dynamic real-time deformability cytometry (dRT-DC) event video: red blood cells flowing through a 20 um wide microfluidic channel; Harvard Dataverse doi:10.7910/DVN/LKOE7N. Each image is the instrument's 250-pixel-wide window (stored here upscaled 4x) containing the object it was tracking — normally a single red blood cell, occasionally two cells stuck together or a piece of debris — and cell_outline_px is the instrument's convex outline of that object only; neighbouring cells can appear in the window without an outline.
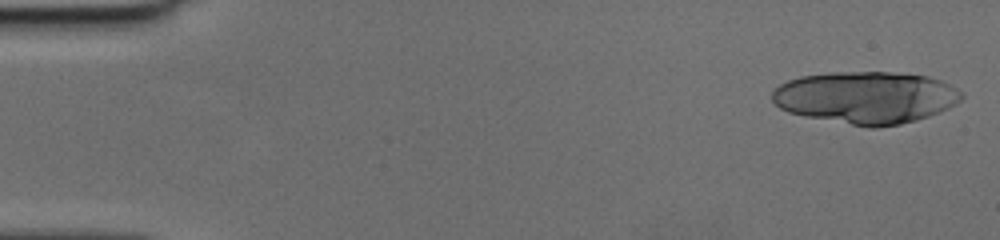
{"species": "human", "species_latin": "Homo sapiens", "temperature_condition": "cold", "stored_images_in_passage": 17, "camera_frame_rate_fps": 3000, "um_per_image_px": 0.085, "donor": {"sex": "female"}, "frame": {"image": 1, "passage_image": 1, "time_ms": 0.0, "image_size_px": [1000, 240], "cell_outline_px": [[964, 96], [956, 104], [948, 108], [928, 116], [916, 120], [900, 124], [876, 128], [868, 128], [804, 116], [788, 112], [780, 108], [772, 100], [772, 92], [780, 84], [788, 80], [800, 76], [828, 72], [892, 72], [928, 76], [940, 80], [956, 88]], "centroid_in_image_um": [73.58, 8.29], "position_along_channel_um": 11.4, "area_um2": 57.74}}